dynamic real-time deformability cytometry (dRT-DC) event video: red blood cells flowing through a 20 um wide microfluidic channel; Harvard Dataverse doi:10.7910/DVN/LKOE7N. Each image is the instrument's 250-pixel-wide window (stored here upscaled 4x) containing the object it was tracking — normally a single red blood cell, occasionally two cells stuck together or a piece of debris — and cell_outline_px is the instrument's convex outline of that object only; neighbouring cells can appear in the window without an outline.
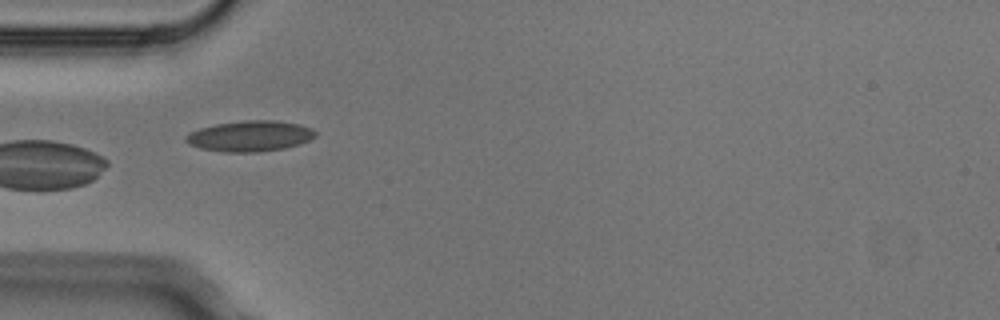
{"species": "Egyptian fruit bat (a non-hibernating species)", "species_latin": "Rousettus aegyptiacus", "temperature_condition": "cold", "stored_images_in_passage": 5, "camera_frame_rate_fps": 3000, "um_per_image_px": 0.085, "animal": {"sex": "male"}, "frame": {"image": 1, "passage_image": 3, "time_ms": 0.667, "image_size_px": [1000, 320], "cell_outline_px": [[316, 136], [300, 144], [284, 148], [256, 152], [224, 152], [200, 148], [188, 144], [184, 140], [192, 132], [200, 128], [216, 124], [244, 120], [276, 120], [300, 124], [312, 128], [316, 132]], "centroid_in_image_um": [21.28, 11.56], "position_along_channel_um": 63.7, "area_um2": 23.12}}